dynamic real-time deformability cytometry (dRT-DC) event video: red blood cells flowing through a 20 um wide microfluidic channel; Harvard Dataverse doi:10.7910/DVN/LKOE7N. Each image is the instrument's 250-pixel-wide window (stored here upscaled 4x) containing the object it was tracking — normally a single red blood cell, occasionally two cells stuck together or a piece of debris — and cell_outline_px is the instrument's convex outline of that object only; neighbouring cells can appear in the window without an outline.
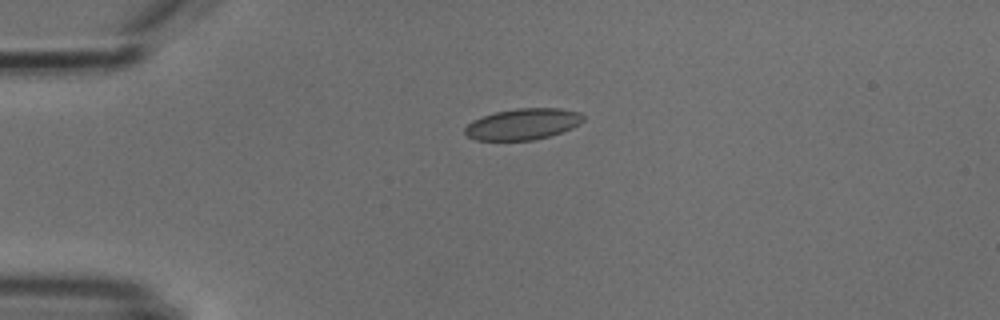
{"species": "common noctule bat (a hibernating species)", "species_latin": "Nyctalus noctula", "temperature_condition": "cold", "stored_images_in_passage": 2, "camera_frame_rate_fps": 3000, "um_per_image_px": 0.085, "animal": {"sex": "male", "body_mass_g": 18.8}, "frame": {"image": 1, "passage_image": 1, "time_ms": 0.0, "image_size_px": [1000, 320], "cell_outline_px": [[584, 120], [580, 124], [572, 128], [548, 136], [532, 140], [476, 140], [468, 136], [464, 132], [464, 128], [472, 120], [496, 112], [516, 108], [560, 108], [580, 112], [584, 116]], "centroid_in_image_um": [44.46, 10.54], "position_along_channel_um": 40.5, "area_um2": 21.44}}